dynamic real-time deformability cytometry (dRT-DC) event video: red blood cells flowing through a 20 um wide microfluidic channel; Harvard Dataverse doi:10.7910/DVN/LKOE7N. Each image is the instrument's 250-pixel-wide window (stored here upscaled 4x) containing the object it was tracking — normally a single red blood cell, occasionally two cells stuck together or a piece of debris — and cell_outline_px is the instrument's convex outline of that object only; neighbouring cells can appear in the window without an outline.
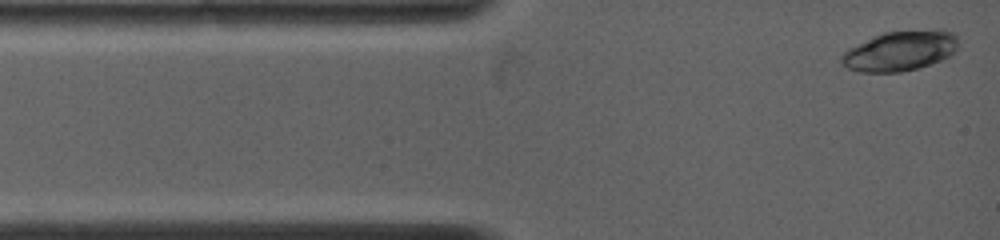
{"species": "common noctule bat (a hibernating species)", "species_latin": "Nyctalus noctula", "temperature_condition": "warm", "stored_images_in_passage": 63, "camera_frame_rate_fps": 5000, "um_per_image_px": 0.085, "animal": {"sex": "female", "body_mass_g": 19.0, "forearm_length_mm": 53.3}, "frame": {"image": 1, "passage_image": 1, "time_ms": 0.0, "image_size_px": [1000, 240], "cell_outline_px": [[956, 48], [952, 56], [920, 68], [900, 72], [860, 72], [848, 68], [840, 60], [840, 56], [844, 52], [884, 32], [952, 32], [956, 36]], "centroid_in_image_um": [76.5, 4.39], "position_along_channel_um": 8.5, "area_um2": 26.13}}
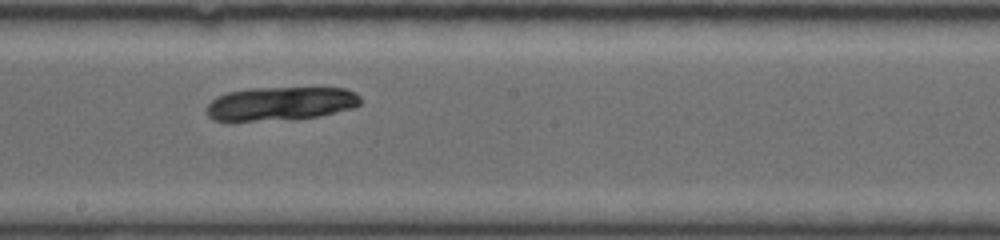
{"frame": {"image": 2, "passage_image": 34, "time_ms": 6.6, "image_size_px": [1000, 240], "cell_outline_px": [[360, 104], [352, 108], [320, 116], [296, 120], [212, 120], [204, 112], [204, 108], [216, 96], [228, 92], [248, 88], [344, 88], [356, 92], [360, 96]], "centroid_in_image_um": [23.83, 8.81], "position_along_channel_um": 224.4, "area_um2": 30.46}}
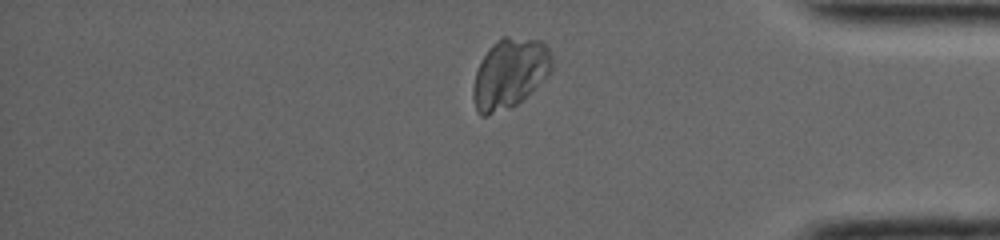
{"frame": {"image": 3, "passage_image": 58, "time_ms": 11.4, "image_size_px": [1000, 240], "cell_outline_px": [[552, 72], [548, 76], [516, 104], [508, 108], [484, 116], [480, 116], [476, 112], [472, 96], [472, 88], [476, 72], [480, 60], [492, 44], [496, 40], [504, 36], [508, 36], [540, 40], [548, 48], [552, 56]], "centroid_in_image_um": [43.31, 6.22], "position_along_channel_um": 391.9, "area_um2": 32.14}}